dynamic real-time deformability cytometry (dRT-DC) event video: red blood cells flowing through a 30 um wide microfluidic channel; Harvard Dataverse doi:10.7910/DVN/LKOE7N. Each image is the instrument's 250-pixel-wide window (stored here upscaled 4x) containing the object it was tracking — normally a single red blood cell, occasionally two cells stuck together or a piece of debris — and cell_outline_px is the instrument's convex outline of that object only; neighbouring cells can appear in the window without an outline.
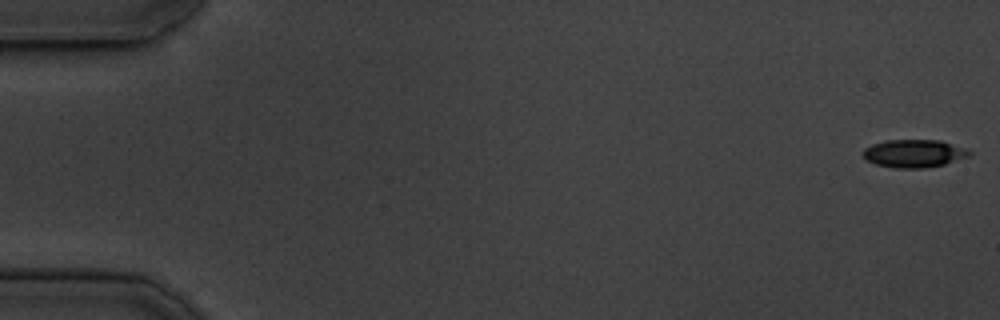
{"species": "common noctule bat (a hibernating species)", "species_latin": "Nyctalus noctula", "temperature_condition": "cold", "stored_images_in_passage": 55, "camera_frame_rate_fps": 3000, "um_per_image_px": 0.085, "animal": {"sex": "male", "body_mass_g": 19.5, "forearm_length_mm": 54.6}, "frame": {"image": 1, "passage_image": 1, "time_ms": 0.0, "image_size_px": [1000, 320], "cell_outline_px": [[972, 152], [968, 156], [944, 164], [924, 168], [896, 168], [876, 164], [868, 160], [860, 152], [864, 148], [872, 144], [888, 140], [940, 140], [964, 148]], "centroid_in_image_um": [77.65, 13.04], "position_along_channel_um": 7.3, "area_um2": 17.11}}
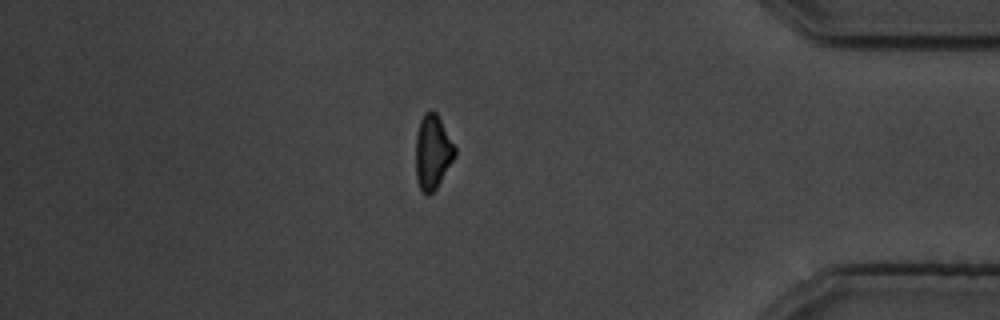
{"frame": {"image": 2, "passage_image": 47, "time_ms": 15.333, "image_size_px": [1000, 320], "cell_outline_px": [[456, 156], [436, 188], [428, 196], [420, 188], [416, 176], [416, 136], [420, 120], [424, 112], [432, 108], [436, 112], [456, 148]], "centroid_in_image_um": [36.78, 12.89], "position_along_channel_um": 398.4, "area_um2": 16.94}}
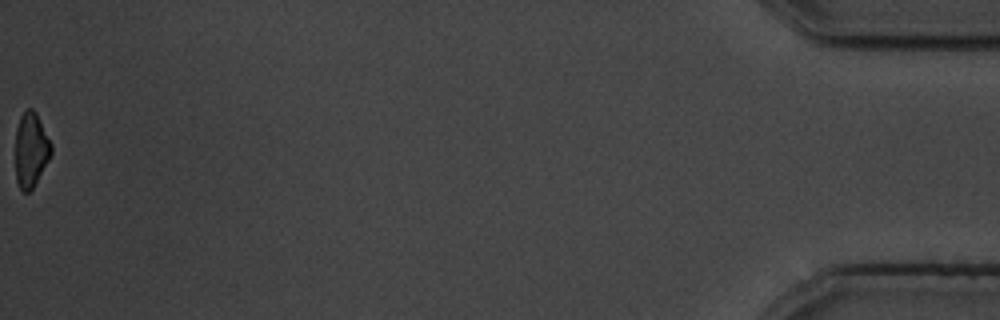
{"frame": {"image": 3, "passage_image": 55, "time_ms": 18.0, "image_size_px": [1000, 320], "cell_outline_px": [[52, 152], [48, 160], [32, 188], [28, 192], [24, 192], [20, 188], [16, 180], [16, 128], [20, 116], [28, 108], [32, 108], [36, 112], [52, 144]], "centroid_in_image_um": [2.63, 12.7], "position_along_channel_um": 432.6, "area_um2": 15.37}, "authors_computed_cell_mechanics": {"area_um2": 17.7446, "velocity_mm_per_s": 3.7236, "shape_relaxation_time_tau1_ms": null, "shape_relaxation_time_tau2_ms": 9.9551, "deformation_change_tau1": null, "deformation_change_tau2": 0.1762}}